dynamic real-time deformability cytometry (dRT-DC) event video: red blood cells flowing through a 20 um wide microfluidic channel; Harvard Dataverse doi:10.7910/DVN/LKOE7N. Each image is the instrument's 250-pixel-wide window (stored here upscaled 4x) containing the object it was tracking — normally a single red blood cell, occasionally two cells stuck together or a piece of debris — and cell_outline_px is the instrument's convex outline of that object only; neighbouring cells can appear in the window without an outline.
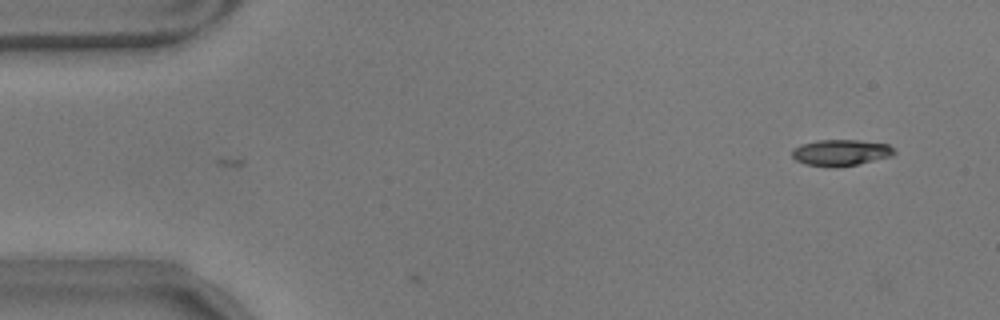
{"species": "common noctule bat (a hibernating species)", "species_latin": "Nyctalus noctula", "temperature_condition": "warm", "stored_images_in_passage": 3, "camera_frame_rate_fps": 3000, "um_per_image_px": 0.085, "animal": {"sex": "male", "body_mass_g": 17.9}, "frame": {"image": 1, "passage_image": 3, "time_ms": 0.667, "image_size_px": [1000, 320], "cell_outline_px": [[896, 152], [892, 156], [856, 164], [836, 168], [804, 164], [796, 160], [792, 156], [792, 148], [800, 144], [816, 140], [860, 140], [888, 144]], "centroid_in_image_um": [71.43, 12.97], "position_along_channel_um": 13.6, "area_um2": 15.72}}